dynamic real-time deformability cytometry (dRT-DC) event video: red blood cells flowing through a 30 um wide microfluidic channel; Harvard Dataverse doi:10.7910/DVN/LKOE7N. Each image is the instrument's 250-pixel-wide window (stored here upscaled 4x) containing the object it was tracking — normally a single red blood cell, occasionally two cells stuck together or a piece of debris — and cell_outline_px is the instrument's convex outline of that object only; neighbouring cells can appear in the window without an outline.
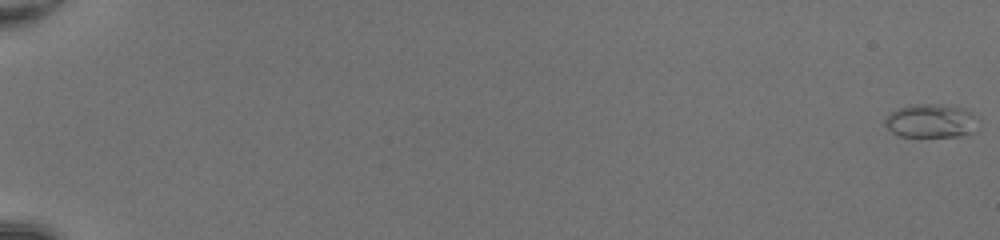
{"species": "common noctule bat (a hibernating species)", "species_latin": "Nyctalus noctula", "temperature_condition": "room temperature", "stored_images_in_passage": 53, "camera_frame_rate_fps": 3000, "um_per_image_px": 0.085, "animal": {"sex": "female", "body_mass_g": 20.0, "forearm_length_mm": 54.0}, "frame": {"image": 1, "passage_image": 1, "time_ms": 0.0, "image_size_px": [1000, 240], "cell_outline_px": [[976, 132], [968, 136], [900, 136], [892, 132], [884, 124], [884, 120], [888, 112], [896, 108], [912, 104], [940, 104], [964, 108], [972, 112], [976, 116]], "centroid_in_image_um": [79.14, 10.27], "position_along_channel_um": 5.9, "area_um2": 18.67}}
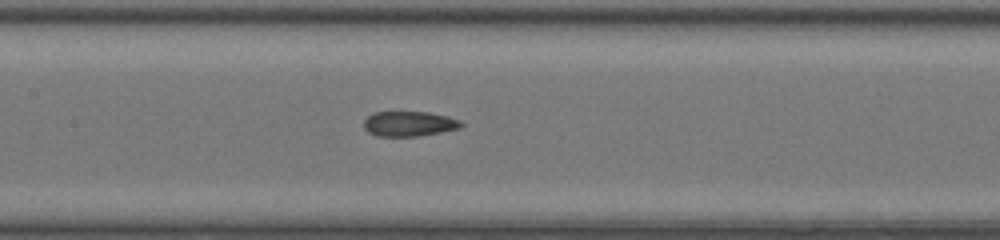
{"frame": {"image": 2, "passage_image": 29, "time_ms": 9.333, "image_size_px": [1000, 240], "cell_outline_px": [[464, 124], [460, 128], [440, 132], [416, 136], [376, 136], [368, 132], [364, 128], [364, 120], [372, 112], [428, 112], [448, 116], [460, 120]], "centroid_in_image_um": [34.77, 10.51], "position_along_channel_um": 172.6, "area_um2": 14.22}}
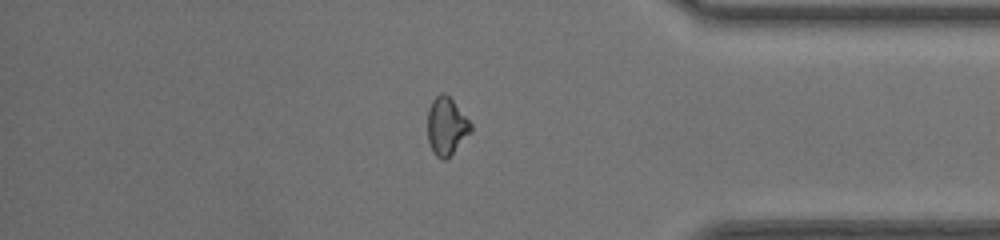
{"frame": {"image": 3, "passage_image": 46, "time_ms": 15.0, "image_size_px": [1000, 240], "cell_outline_px": [[472, 132], [444, 160], [436, 156], [432, 152], [428, 140], [428, 108], [432, 100], [440, 92], [444, 92], [452, 100], [472, 124]], "centroid_in_image_um": [37.94, 10.71], "position_along_channel_um": 397.3, "area_um2": 14.39}}